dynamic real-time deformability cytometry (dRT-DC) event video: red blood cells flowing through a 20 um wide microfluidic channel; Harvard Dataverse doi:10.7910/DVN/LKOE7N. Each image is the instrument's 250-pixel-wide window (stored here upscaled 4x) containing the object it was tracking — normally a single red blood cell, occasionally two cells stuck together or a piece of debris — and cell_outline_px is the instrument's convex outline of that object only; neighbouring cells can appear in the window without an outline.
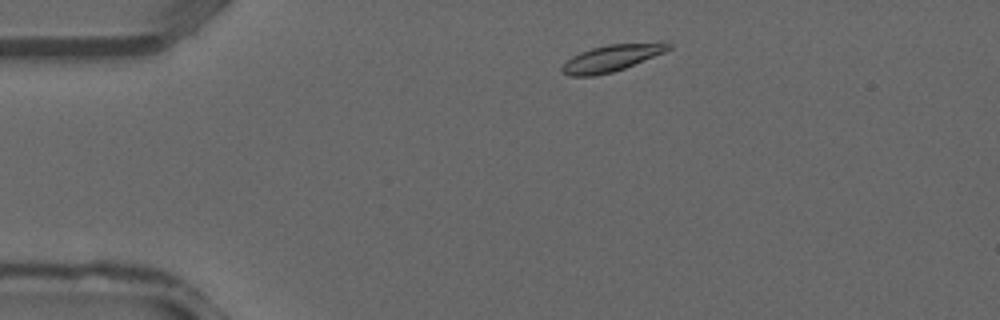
{"species": "common noctule bat (a hibernating species)", "species_latin": "Nyctalus noctula", "temperature_condition": "warm", "stored_images_in_passage": 6, "camera_frame_rate_fps": 3000, "um_per_image_px": 0.085, "animal": {"sex": "male", "forearm_length_mm": 52.5}, "frame": {"image": 1, "passage_image": 3, "time_ms": 0.667, "image_size_px": [1000, 320], "cell_outline_px": [[672, 48], [664, 52], [624, 68], [612, 72], [592, 76], [568, 76], [560, 72], [560, 68], [572, 56], [580, 52], [592, 48], [608, 44], [660, 40], [664, 40], [672, 44]], "centroid_in_image_um": [52.05, 4.89], "position_along_channel_um": 32.9, "area_um2": 16.94}}